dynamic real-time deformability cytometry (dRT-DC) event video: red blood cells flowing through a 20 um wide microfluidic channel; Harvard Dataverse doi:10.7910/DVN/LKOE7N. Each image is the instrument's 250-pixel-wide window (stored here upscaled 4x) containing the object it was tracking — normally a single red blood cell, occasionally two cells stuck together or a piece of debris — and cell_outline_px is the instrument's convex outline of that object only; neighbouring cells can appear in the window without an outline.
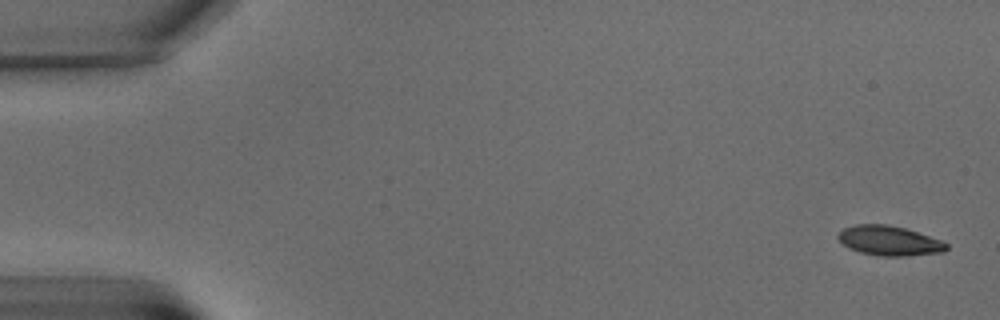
{"species": "common noctule bat (a hibernating species)", "species_latin": "Nyctalus noctula", "temperature_condition": "warm", "stored_images_in_passage": 6, "camera_frame_rate_fps": 3000, "um_per_image_px": 0.085, "animal": {"sex": "male", "body_mass_g": 15.6}, "frame": {"image": 1, "passage_image": 1, "time_ms": 0.0, "image_size_px": [1000, 320], "cell_outline_px": [[948, 248], [944, 252], [908, 256], [880, 256], [860, 252], [848, 248], [836, 236], [844, 228], [856, 224], [888, 224], [904, 228], [940, 240], [948, 244]], "centroid_in_image_um": [75.58, 20.47], "position_along_channel_um": 9.4, "area_um2": 18.67}}
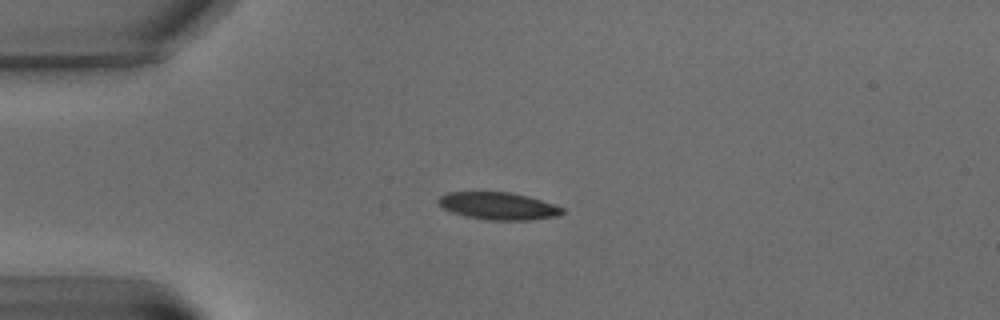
{"frame": {"image": 2, "passage_image": 5, "time_ms": 5.333, "image_size_px": [1000, 320], "cell_outline_px": [[564, 212], [560, 216], [528, 220], [488, 220], [468, 216], [452, 212], [444, 208], [436, 200], [440, 196], [448, 192], [512, 192], [528, 196], [564, 208]], "centroid_in_image_um": [42.38, 17.5], "position_along_channel_um": 42.6, "area_um2": 19.65}}
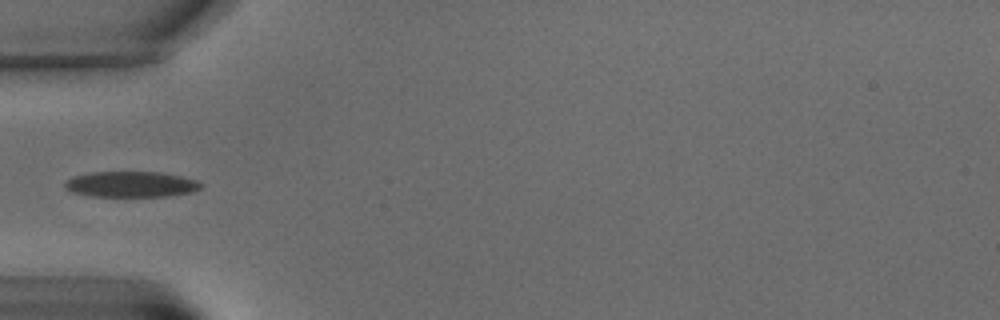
{"frame": {"image": 3, "passage_image": 6, "time_ms": 7.333, "image_size_px": [1000, 320], "cell_outline_px": [[204, 184], [200, 188], [192, 192], [168, 196], [92, 196], [72, 192], [64, 188], [64, 184], [72, 176], [92, 172], [160, 172], [180, 176], [196, 180]], "centroid_in_image_um": [11.14, 15.66], "position_along_channel_um": 73.9, "area_um2": 20.35}}